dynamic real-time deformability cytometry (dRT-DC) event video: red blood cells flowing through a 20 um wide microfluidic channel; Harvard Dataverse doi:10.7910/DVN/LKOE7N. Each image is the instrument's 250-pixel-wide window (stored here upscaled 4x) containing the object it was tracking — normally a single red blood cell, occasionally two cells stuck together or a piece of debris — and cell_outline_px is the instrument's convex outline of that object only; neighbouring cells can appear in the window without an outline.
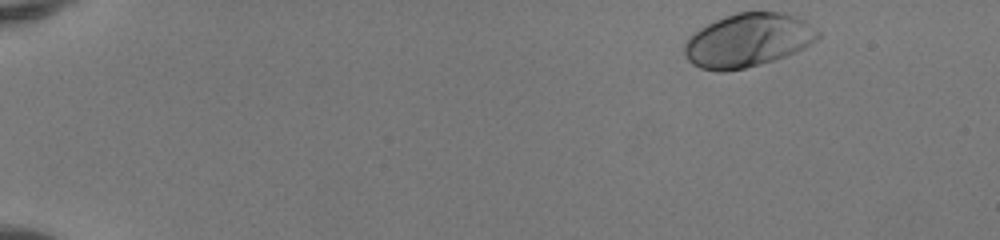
{"species": "human", "species_latin": "Homo sapiens", "temperature_condition": "room temperature", "stored_images_in_passage": 46, "camera_frame_rate_fps": 3000, "um_per_image_px": 0.085, "donor": {"sex": "female"}, "frame": {"image": 1, "passage_image": 1, "time_ms": 0.0, "image_size_px": [1000, 240], "cell_outline_px": [[820, 36], [816, 40], [804, 48], [796, 52], [760, 64], [744, 68], [724, 72], [720, 72], [700, 68], [692, 64], [684, 56], [684, 44], [688, 36], [700, 28], [724, 16], [736, 12], [784, 12], [796, 16], [804, 20], [816, 28], [820, 32]], "centroid_in_image_um": [63.56, 3.42], "position_along_channel_um": 21.4, "area_um2": 41.79}}
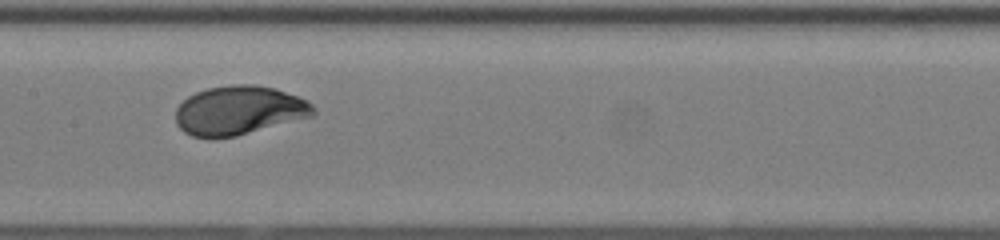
{"frame": {"image": 2, "passage_image": 23, "time_ms": 7.333, "image_size_px": [1000, 240], "cell_outline_px": [[316, 112], [312, 116], [236, 136], [212, 140], [192, 136], [184, 132], [176, 124], [176, 108], [188, 96], [196, 92], [208, 88], [232, 84], [256, 84], [276, 88], [296, 96], [312, 104], [316, 108]], "centroid_in_image_um": [20.29, 9.4], "position_along_channel_um": 187.1, "area_um2": 39.59}}
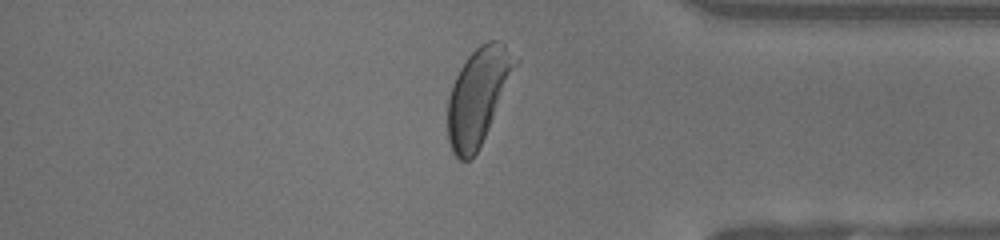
{"frame": {"image": 3, "passage_image": 39, "time_ms": 12.667, "image_size_px": [1000, 240], "cell_outline_px": [[520, 60], [488, 128], [476, 152], [468, 160], [460, 160], [452, 152], [448, 140], [448, 96], [452, 84], [460, 68], [468, 56], [480, 44], [488, 40], [496, 40], [504, 44]], "centroid_in_image_um": [40.63, 8.12], "position_along_channel_um": 394.6, "area_um2": 37.28}, "authors_computed_cell_mechanics": {"area_um2": 38.8127, "velocity_mm_per_s": 4.1084, "shape_relaxation_time_tau1_ms": 1.8749, "shape_relaxation_time_tau2_ms": null, "deformation_change_tau1": 0.1405, "deformation_change_tau2": null}}